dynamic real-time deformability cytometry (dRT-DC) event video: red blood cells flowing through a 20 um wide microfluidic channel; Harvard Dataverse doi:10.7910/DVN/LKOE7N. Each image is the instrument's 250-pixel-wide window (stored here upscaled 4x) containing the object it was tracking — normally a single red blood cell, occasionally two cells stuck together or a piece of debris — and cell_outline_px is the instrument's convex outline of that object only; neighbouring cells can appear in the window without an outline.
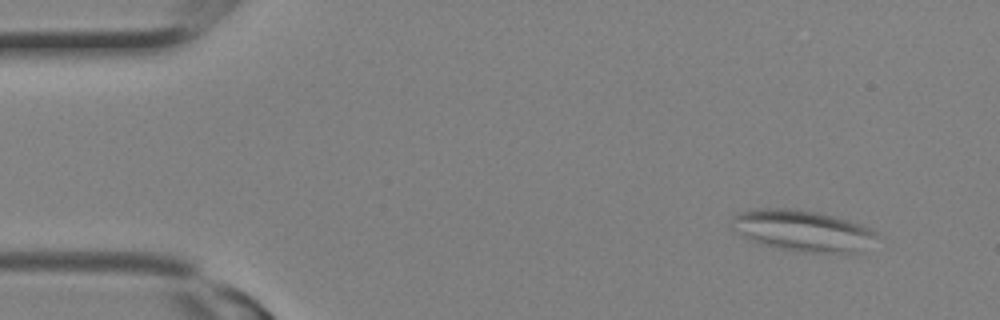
{"species": "Egyptian fruit bat (a non-hibernating species)", "species_latin": "Rousettus aegyptiacus", "temperature_condition": "room temperature", "stored_images_in_passage": 2, "camera_frame_rate_fps": 3000, "um_per_image_px": 0.085, "animal": {"sex": "female"}, "frame": {"image": 1, "passage_image": 1, "time_ms": 0.0, "image_size_px": [1000, 320], "cell_outline_px": [[880, 236], [860, 252], [804, 252], [776, 248], [748, 240], [732, 228], [732, 216], [736, 212], [756, 208], [788, 208], [820, 212], [860, 224], [872, 228]], "centroid_in_image_um": [68.2, 19.59], "position_along_channel_um": 16.8, "area_um2": 35.03}}